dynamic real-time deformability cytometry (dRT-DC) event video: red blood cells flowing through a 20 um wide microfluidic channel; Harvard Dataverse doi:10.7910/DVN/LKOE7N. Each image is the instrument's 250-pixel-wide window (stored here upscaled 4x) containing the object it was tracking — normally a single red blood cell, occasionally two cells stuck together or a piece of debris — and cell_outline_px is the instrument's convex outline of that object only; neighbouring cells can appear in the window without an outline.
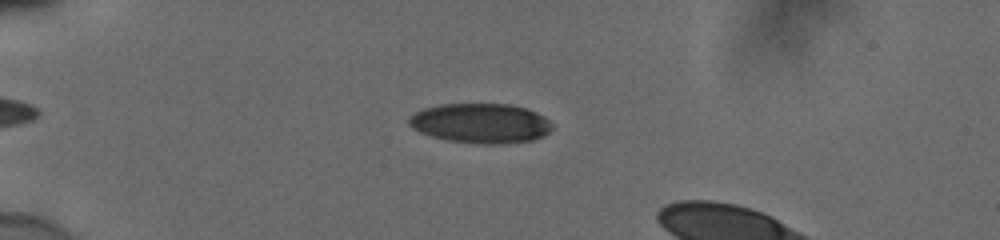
{"species": "human", "species_latin": "Homo sapiens", "temperature_condition": "cold", "stored_images_in_passage": 46, "camera_frame_rate_fps": 3000, "um_per_image_px": 0.085, "donor": {"sex": "male"}, "frame": {"image": 1, "passage_image": 12, "time_ms": 3.667, "image_size_px": [1000, 240], "cell_outline_px": [[552, 128], [544, 136], [532, 140], [504, 144], [480, 144], [448, 140], [432, 136], [420, 132], [412, 128], [408, 124], [408, 116], [424, 108], [440, 104], [508, 104], [528, 108], [544, 116], [552, 124]], "centroid_in_image_um": [40.86, 10.47], "position_along_channel_um": 44.1, "area_um2": 33.35}}
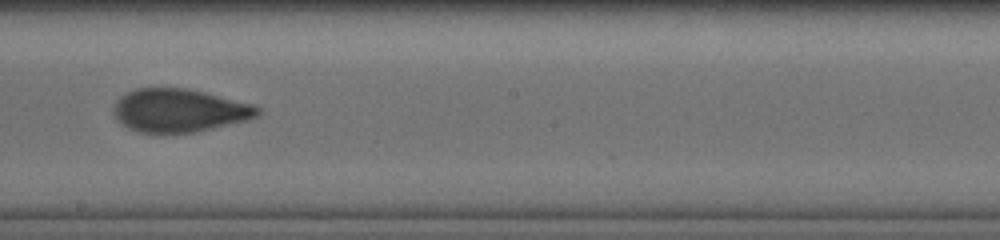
{"frame": {"image": 2, "passage_image": 30, "time_ms": 9.667, "image_size_px": [1000, 240], "cell_outline_px": [[264, 112], [260, 116], [248, 120], [196, 132], [140, 132], [128, 128], [120, 124], [116, 120], [112, 112], [112, 108], [116, 100], [120, 96], [136, 88], [188, 88], [256, 104]], "centroid_in_image_um": [15.27, 9.38], "position_along_channel_um": 232.9, "area_um2": 36.76}}
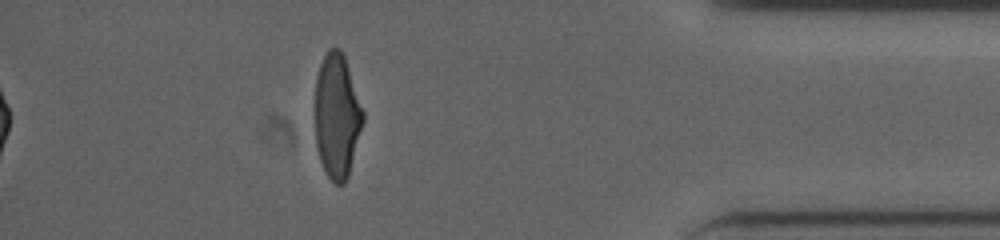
{"frame": {"image": 3, "passage_image": 46, "time_ms": 15.0, "image_size_px": [1000, 240], "cell_outline_px": [[364, 120], [348, 176], [344, 184], [336, 184], [328, 176], [320, 160], [316, 148], [316, 76], [320, 64], [328, 48], [340, 48], [344, 56], [364, 112]], "centroid_in_image_um": [28.64, 9.85], "position_along_channel_um": 406.6, "area_um2": 34.45}, "authors_computed_cell_mechanics": {"area_um2": 35.7782, "velocity_mm_per_s": 3.8732, "shape_relaxation_time_tau1_ms": 4.8203, "shape_relaxation_time_tau2_ms": 1.1229, "deformation_change_tau1": 0.1877, "deformation_change_tau2": 0.0657}}